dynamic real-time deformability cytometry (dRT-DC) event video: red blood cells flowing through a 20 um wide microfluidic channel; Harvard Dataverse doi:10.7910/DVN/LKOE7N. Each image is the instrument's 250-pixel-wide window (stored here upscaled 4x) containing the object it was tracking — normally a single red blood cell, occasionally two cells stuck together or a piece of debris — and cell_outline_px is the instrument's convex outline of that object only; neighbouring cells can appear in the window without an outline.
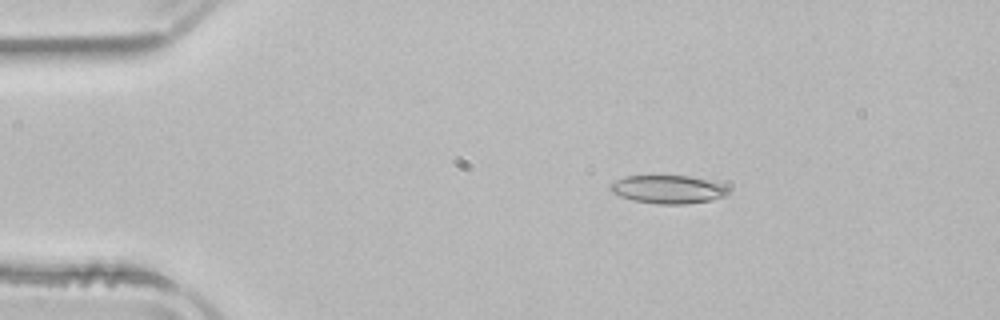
{"species": "common noctule bat (a hibernating species)", "species_latin": "Nyctalus noctula", "temperature_condition": "room temperature", "stored_images_in_passage": 51, "camera_frame_rate_fps": 3000, "um_per_image_px": 0.085, "animal": {"sex": "male", "body_mass_g": 21.5, "forearm_length_mm": 52.0}, "frame": {"image": 1, "passage_image": 9, "time_ms": 2.667, "image_size_px": [1000, 320], "cell_outline_px": [[728, 192], [724, 196], [712, 200], [684, 204], [660, 204], [632, 200], [620, 196], [612, 192], [608, 188], [608, 184], [624, 176], [688, 176], [724, 184], [728, 188]], "centroid_in_image_um": [56.75, 16.1], "position_along_channel_um": 28.3, "area_um2": 19.36}}
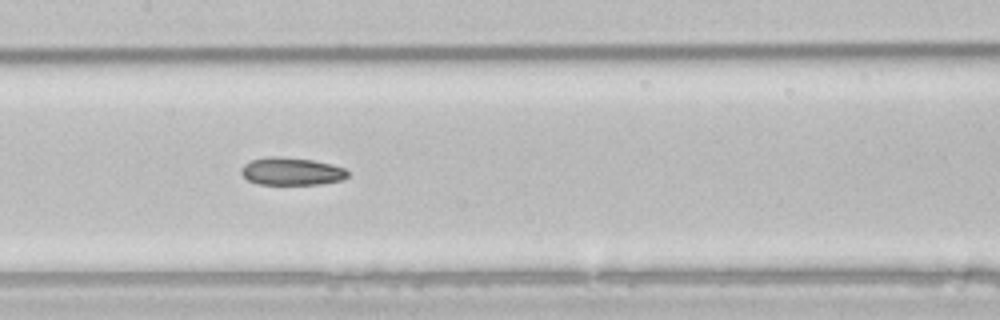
{"frame": {"image": 2, "passage_image": 25, "time_ms": 8.0, "image_size_px": [1000, 320], "cell_outline_px": [[348, 176], [340, 180], [320, 184], [260, 184], [248, 180], [240, 172], [240, 168], [244, 164], [252, 160], [264, 156], [280, 156], [312, 160], [332, 164], [344, 168], [348, 172]], "centroid_in_image_um": [24.75, 14.55], "position_along_channel_um": 182.7, "area_um2": 17.17}}
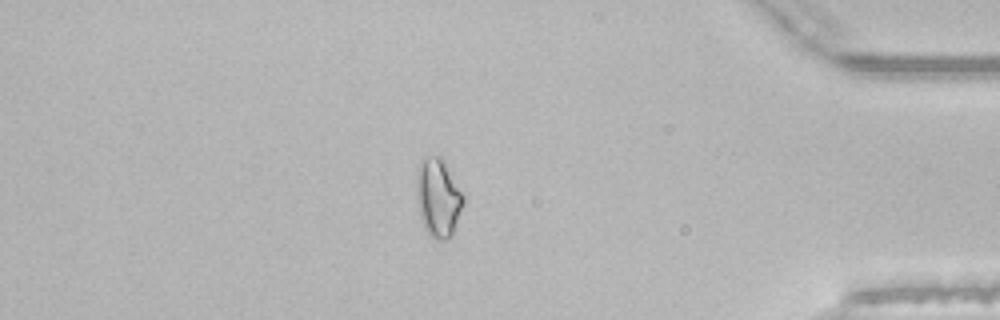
{"frame": {"image": 3, "passage_image": 44, "time_ms": 14.333, "image_size_px": [1000, 320], "cell_outline_px": [[464, 204], [452, 236], [444, 240], [436, 240], [428, 236], [424, 228], [420, 216], [416, 200], [416, 172], [420, 164], [428, 156], [440, 156], [444, 160], [464, 196]], "centroid_in_image_um": [37.23, 16.85], "position_along_channel_um": 398.0, "area_um2": 21.68}, "authors_computed_cell_mechanics": {"area_um2": 19.363, "velocity_mm_per_s": 3.9716, "shape_relaxation_time_tau1_ms": 7.2362, "shape_relaxation_time_tau2_ms": 5.0036, "deformation_change_tau1": 0.1514, "deformation_change_tau2": 0.1126}}